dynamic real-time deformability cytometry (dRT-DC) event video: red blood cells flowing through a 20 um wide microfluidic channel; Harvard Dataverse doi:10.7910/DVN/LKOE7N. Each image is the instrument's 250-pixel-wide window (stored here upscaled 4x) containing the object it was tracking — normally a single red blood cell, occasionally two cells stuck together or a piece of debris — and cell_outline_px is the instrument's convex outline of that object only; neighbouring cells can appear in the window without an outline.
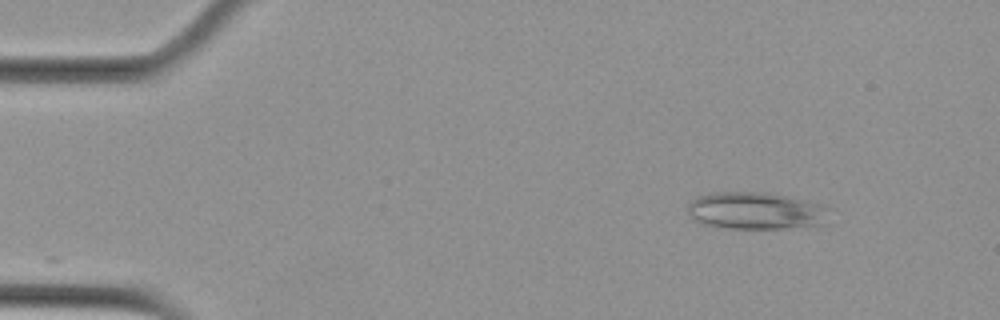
{"species": "Egyptian fruit bat (a non-hibernating species)", "species_latin": "Rousettus aegyptiacus", "temperature_condition": "cold", "stored_images_in_passage": 38, "camera_frame_rate_fps": 3000, "um_per_image_px": 0.085, "animal": {"sex": "female"}, "frame": {"image": 1, "passage_image": 1, "time_ms": 0.0, "image_size_px": [1000, 320], "cell_outline_px": [[828, 224], [784, 228], [724, 228], [704, 224], [696, 220], [688, 212], [688, 204], [696, 196], [708, 192], [764, 192], [804, 200], [820, 204], [828, 208]], "centroid_in_image_um": [64.24, 17.91], "position_along_channel_um": 20.8, "area_um2": 30.69}}
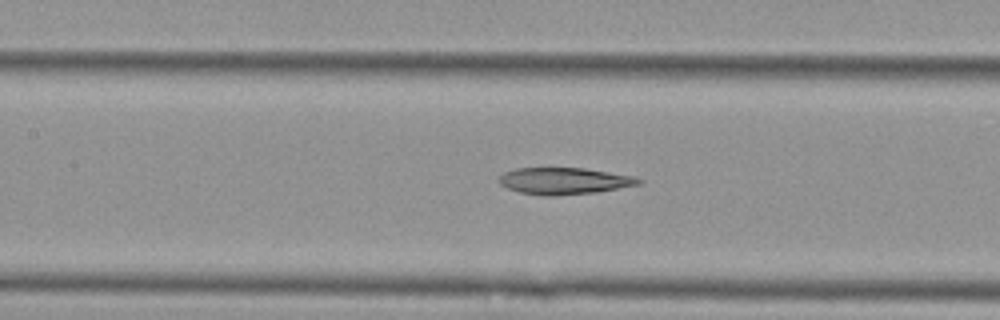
{"frame": {"image": 2, "passage_image": 20, "time_ms": 6.333, "image_size_px": [1000, 320], "cell_outline_px": [[644, 180], [640, 184], [596, 192], [552, 196], [548, 196], [520, 192], [508, 188], [500, 184], [496, 180], [504, 172], [516, 168], [584, 168], [636, 176]], "centroid_in_image_um": [47.96, 15.37], "position_along_channel_um": 159.4, "area_um2": 21.73}}
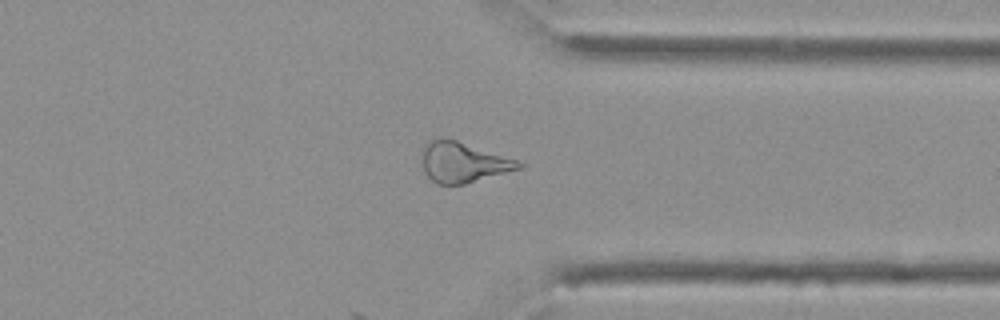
{"frame": {"image": 3, "passage_image": 38, "time_ms": 12.333, "image_size_px": [1000, 320], "cell_outline_px": [[524, 164], [520, 168], [464, 184], [436, 184], [424, 172], [424, 148], [432, 136], [456, 140], [516, 160]], "centroid_in_image_um": [39.33, 13.79], "position_along_channel_um": 372.1, "area_um2": 22.14}}